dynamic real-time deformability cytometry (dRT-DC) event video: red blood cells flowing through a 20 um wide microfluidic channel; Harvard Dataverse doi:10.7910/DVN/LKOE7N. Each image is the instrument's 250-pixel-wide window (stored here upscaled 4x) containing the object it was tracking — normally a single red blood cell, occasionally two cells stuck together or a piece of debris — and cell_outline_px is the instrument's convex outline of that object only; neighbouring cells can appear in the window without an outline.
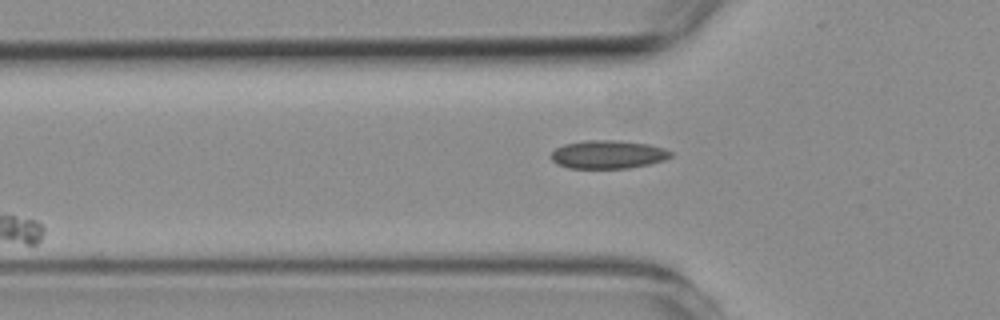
{"species": "common noctule bat (a hibernating species)", "species_latin": "Nyctalus noctula", "temperature_condition": "room temperature", "stored_images_in_passage": 4, "camera_frame_rate_fps": 3000, "um_per_image_px": 0.085, "animal": {"sex": "female", "body_mass_g": 19.3, "forearm_length_mm": 54.1}, "frame": {"image": 1, "passage_image": 4, "time_ms": 3.333, "image_size_px": [1000, 320], "cell_outline_px": [[672, 156], [664, 160], [648, 164], [628, 168], [568, 168], [556, 164], [552, 160], [552, 152], [556, 148], [564, 144], [588, 140], [620, 140], [648, 144], [664, 148], [672, 152]], "centroid_in_image_um": [51.68, 13.13], "position_along_channel_um": 74.1, "area_um2": 19.71}}